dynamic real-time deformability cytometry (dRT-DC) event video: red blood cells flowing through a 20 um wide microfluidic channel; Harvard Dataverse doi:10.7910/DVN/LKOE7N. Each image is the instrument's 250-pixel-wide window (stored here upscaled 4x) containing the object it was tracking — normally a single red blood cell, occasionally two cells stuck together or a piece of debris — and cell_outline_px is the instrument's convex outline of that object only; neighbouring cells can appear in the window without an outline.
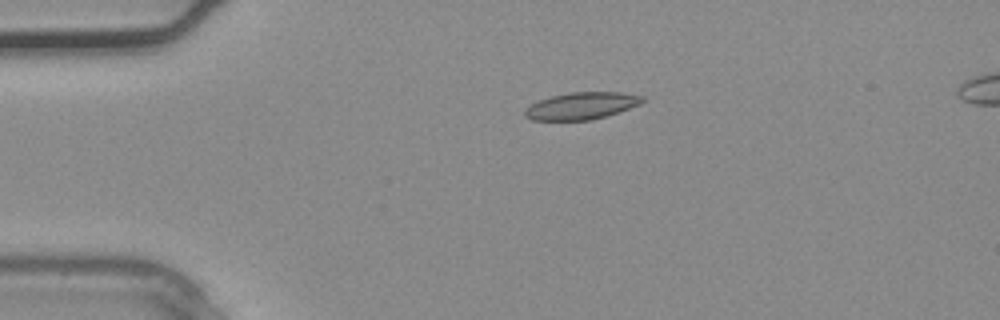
{"species": "common noctule bat (a hibernating species)", "species_latin": "Nyctalus noctula", "temperature_condition": "warm", "stored_images_in_passage": 4, "camera_frame_rate_fps": 3000, "um_per_image_px": 0.085, "animal": {"sex": "male", "body_mass_g": 20.4}, "frame": {"image": 1, "passage_image": 3, "time_ms": 0.667, "image_size_px": [1000, 320], "cell_outline_px": [[644, 100], [640, 104], [604, 116], [588, 120], [532, 120], [524, 116], [524, 108], [540, 100], [552, 96], [572, 92], [620, 92], [644, 96]], "centroid_in_image_um": [49.4, 8.99], "position_along_channel_um": 35.6, "area_um2": 18.26}}